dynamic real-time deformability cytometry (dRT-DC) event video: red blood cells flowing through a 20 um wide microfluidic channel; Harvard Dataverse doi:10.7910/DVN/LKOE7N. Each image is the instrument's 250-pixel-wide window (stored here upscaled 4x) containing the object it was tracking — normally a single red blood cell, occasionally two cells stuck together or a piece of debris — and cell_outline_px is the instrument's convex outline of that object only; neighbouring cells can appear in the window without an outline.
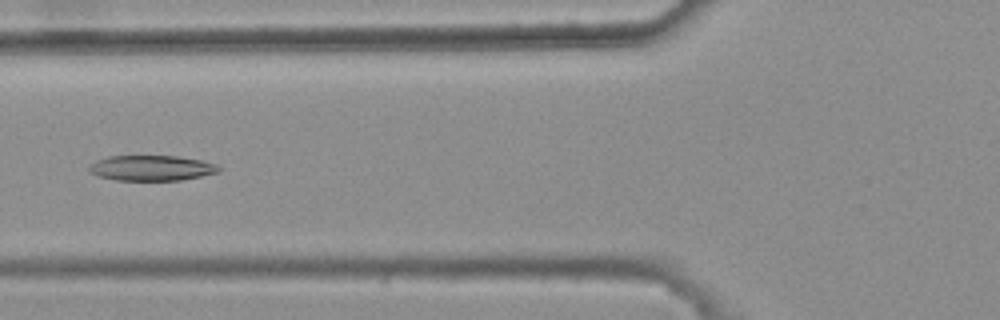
{"species": "common noctule bat (a hibernating species)", "species_latin": "Nyctalus noctula", "temperature_condition": "warm", "stored_images_in_passage": 9, "camera_frame_rate_fps": 3000, "um_per_image_px": 0.085, "animal": {"sex": "female", "body_mass_g": 25.1}, "frame": {"image": 1, "passage_image": 6, "time_ms": 1.667, "image_size_px": [1000, 320], "cell_outline_px": [[220, 172], [180, 180], [116, 180], [100, 176], [88, 172], [88, 164], [96, 160], [108, 156], [176, 156], [200, 160], [216, 164], [220, 168]], "centroid_in_image_um": [12.84, 14.28], "position_along_channel_um": 113.0, "area_um2": 19.13}}
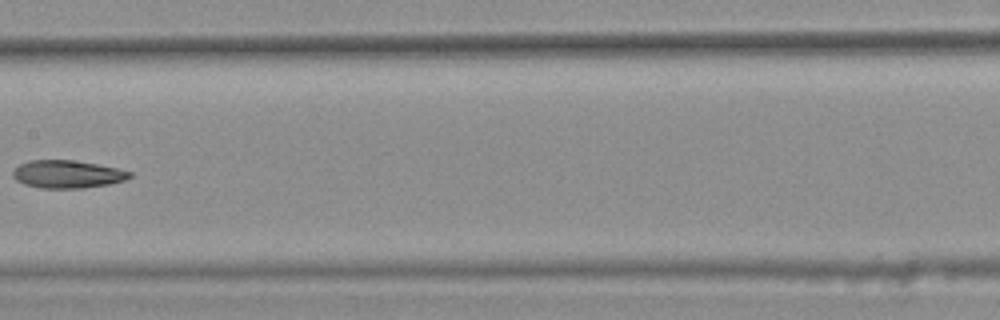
{"frame": {"image": 2, "passage_image": 8, "time_ms": 2.333, "image_size_px": [1000, 320], "cell_outline_px": [[132, 176], [124, 180], [108, 184], [84, 188], [40, 188], [24, 184], [16, 180], [12, 176], [12, 172], [20, 164], [28, 160], [72, 160], [96, 164], [116, 168], [132, 172]], "centroid_in_image_um": [5.7, 14.81], "position_along_channel_um": 201.7, "area_um2": 18.84}}
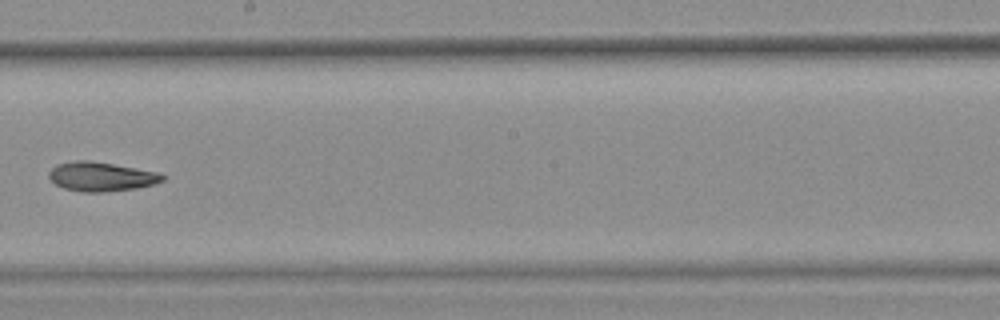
{"frame": {"image": 3, "passage_image": 9, "time_ms": 2.667, "image_size_px": [1000, 320], "cell_outline_px": [[168, 176], [164, 180], [156, 184], [136, 188], [104, 192], [80, 192], [64, 188], [56, 184], [48, 176], [48, 172], [56, 164], [76, 160], [88, 160], [136, 168], [156, 172]], "centroid_in_image_um": [8.61, 15.01], "position_along_channel_um": 239.6, "area_um2": 19.36}}